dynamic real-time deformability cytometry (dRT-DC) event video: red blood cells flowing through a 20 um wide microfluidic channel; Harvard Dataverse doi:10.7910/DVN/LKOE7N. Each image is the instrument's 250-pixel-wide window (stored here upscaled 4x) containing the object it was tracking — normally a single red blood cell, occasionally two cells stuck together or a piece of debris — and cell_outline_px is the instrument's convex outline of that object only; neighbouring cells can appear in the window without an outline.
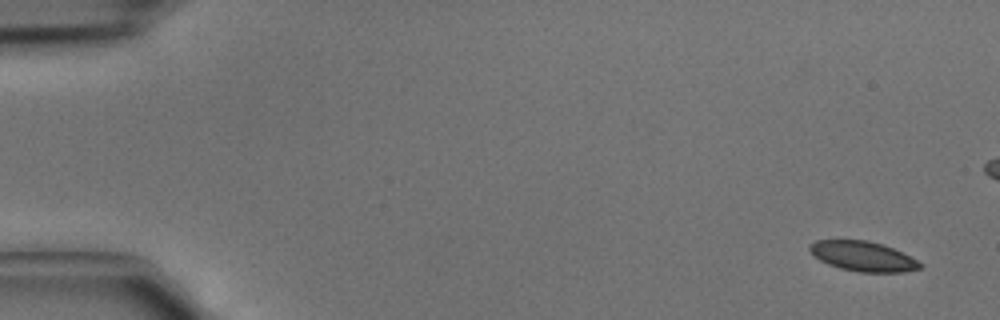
{"species": "common noctule bat (a hibernating species)", "species_latin": "Nyctalus noctula", "temperature_condition": "cold", "stored_images_in_passage": 5, "camera_frame_rate_fps": 3000, "um_per_image_px": 0.085, "animal": {"sex": "male", "body_mass_g": 15.6}, "frame": {"image": 1, "passage_image": 1, "time_ms": 0.0, "image_size_px": [1000, 320], "cell_outline_px": [[924, 264], [920, 268], [904, 272], [860, 272], [840, 268], [828, 264], [820, 260], [808, 248], [808, 244], [816, 240], [868, 240], [884, 244]], "centroid_in_image_um": [73.34, 21.78], "position_along_channel_um": 11.7, "area_um2": 19.07}}